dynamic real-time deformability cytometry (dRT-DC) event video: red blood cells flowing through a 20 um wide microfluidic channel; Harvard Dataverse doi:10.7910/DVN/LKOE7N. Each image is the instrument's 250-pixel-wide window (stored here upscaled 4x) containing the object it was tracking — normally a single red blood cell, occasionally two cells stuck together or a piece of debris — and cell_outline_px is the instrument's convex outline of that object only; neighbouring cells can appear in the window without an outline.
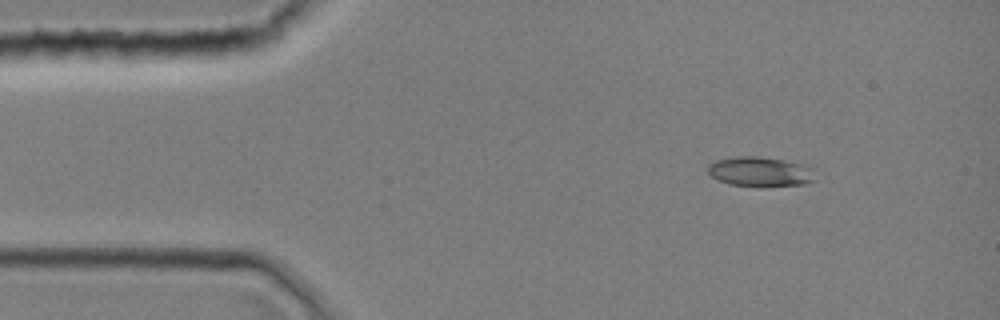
{"species": "common noctule bat (a hibernating species)", "species_latin": "Nyctalus noctula", "temperature_condition": "room temperature", "stored_images_in_passage": 1, "camera_frame_rate_fps": 3000, "um_per_image_px": 0.085, "animal": {"sex": "female", "body_mass_g": 19.0, "forearm_length_mm": 51.5}, "frame": {"image": 1, "passage_image": 1, "time_ms": 0.0, "image_size_px": [1000, 320], "cell_outline_px": [[816, 180], [804, 184], [760, 188], [728, 184], [716, 180], [708, 172], [708, 164], [716, 160], [736, 156], [760, 156], [784, 160], [800, 164], [812, 168]], "centroid_in_image_um": [64.6, 14.62], "position_along_channel_um": 20.4, "area_um2": 19.07}}